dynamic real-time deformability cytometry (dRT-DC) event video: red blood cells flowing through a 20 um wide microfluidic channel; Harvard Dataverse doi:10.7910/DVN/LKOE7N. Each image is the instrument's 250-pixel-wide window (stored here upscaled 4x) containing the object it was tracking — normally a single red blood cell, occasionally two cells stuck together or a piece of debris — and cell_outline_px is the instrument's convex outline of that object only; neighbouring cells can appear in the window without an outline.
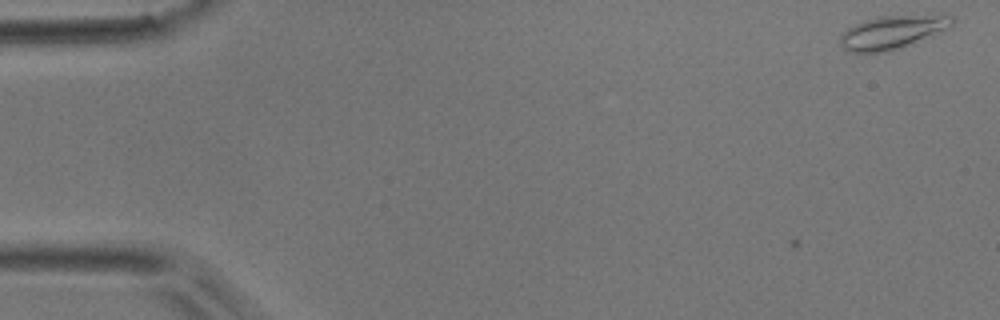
{"species": "common noctule bat (a hibernating species)", "species_latin": "Nyctalus noctula", "temperature_condition": "room temperature", "stored_images_in_passage": 2, "camera_frame_rate_fps": 3000, "um_per_image_px": 0.085, "animal": {"sex": "male", "body_mass_g": 17.9}, "frame": {"image": 1, "passage_image": 2, "time_ms": 0.333, "image_size_px": [1000, 320], "cell_outline_px": [[956, 20], [952, 24], [932, 36], [900, 48], [888, 52], [848, 52], [840, 44], [840, 36], [848, 28], [864, 20], [880, 16], [944, 12], [956, 16]], "centroid_in_image_um": [75.96, 2.68], "position_along_channel_um": 9.0, "area_um2": 22.43}}